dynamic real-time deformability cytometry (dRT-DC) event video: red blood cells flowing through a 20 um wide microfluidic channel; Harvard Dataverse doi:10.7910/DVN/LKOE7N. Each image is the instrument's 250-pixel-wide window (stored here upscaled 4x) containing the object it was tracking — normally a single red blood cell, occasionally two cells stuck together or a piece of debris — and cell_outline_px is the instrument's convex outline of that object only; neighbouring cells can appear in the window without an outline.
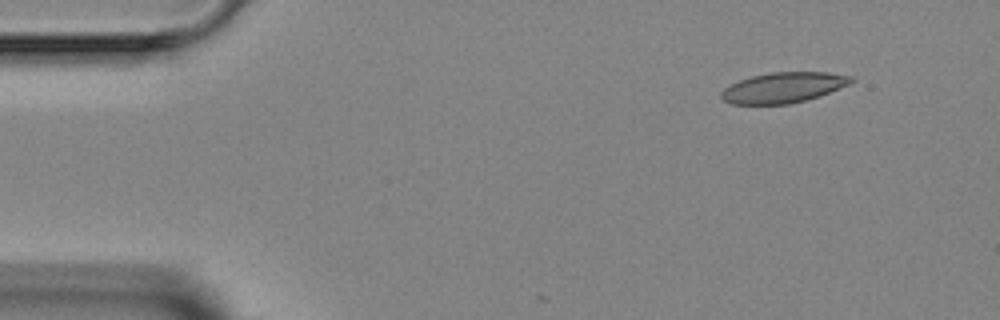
{"species": "Egyptian fruit bat (a non-hibernating species)", "species_latin": "Rousettus aegyptiacus", "temperature_condition": "room temperature", "stored_images_in_passage": 4, "camera_frame_rate_fps": 3000, "um_per_image_px": 0.085, "animal": {"sex": "female"}, "frame": {"image": 1, "passage_image": 1, "time_ms": 0.0, "image_size_px": [1000, 320], "cell_outline_px": [[856, 80], [848, 84], [828, 92], [804, 100], [788, 104], [732, 104], [724, 100], [720, 96], [720, 92], [724, 88], [740, 80], [752, 76], [772, 72], [828, 72], [852, 76]], "centroid_in_image_um": [66.56, 7.43], "position_along_channel_um": 18.4, "area_um2": 22.72}}
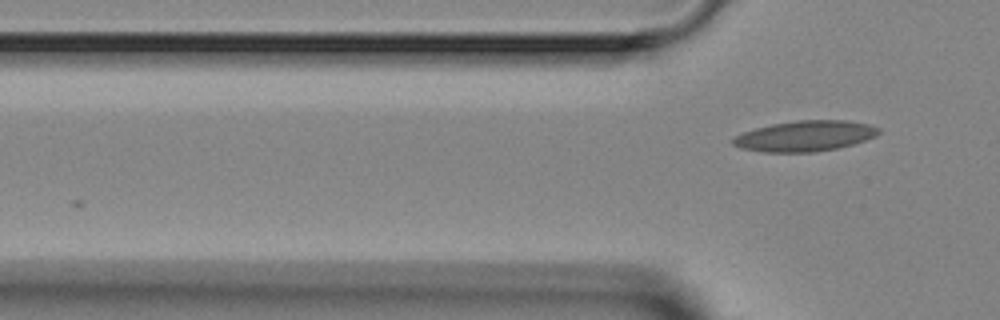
{"frame": {"image": 2, "passage_image": 4, "time_ms": 3.0, "image_size_px": [1000, 320], "cell_outline_px": [[880, 132], [876, 136], [852, 144], [836, 148], [816, 152], [764, 152], [740, 148], [732, 144], [732, 140], [736, 136], [744, 132], [756, 128], [772, 124], [796, 120], [844, 120], [868, 124], [880, 128]], "centroid_in_image_um": [68.42, 11.56], "position_along_channel_um": 57.4, "area_um2": 25.84}}